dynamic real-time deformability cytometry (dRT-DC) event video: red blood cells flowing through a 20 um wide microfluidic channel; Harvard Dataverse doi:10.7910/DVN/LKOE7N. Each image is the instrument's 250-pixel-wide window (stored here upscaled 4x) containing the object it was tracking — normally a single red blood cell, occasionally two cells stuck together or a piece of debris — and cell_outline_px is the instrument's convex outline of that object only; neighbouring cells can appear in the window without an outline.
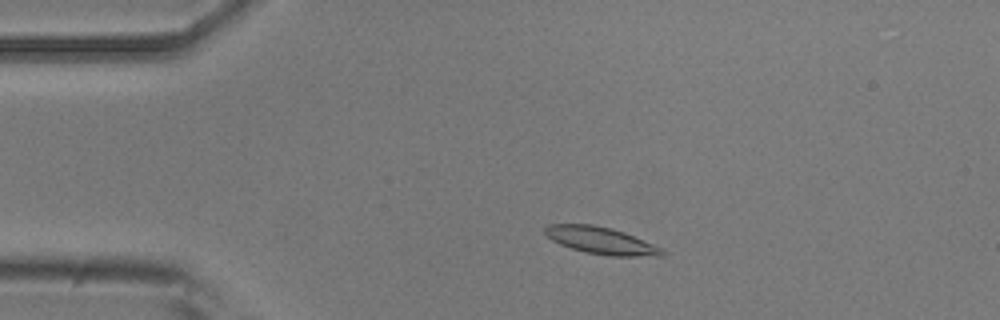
{"species": "common noctule bat (a hibernating species)", "species_latin": "Nyctalus noctula", "temperature_condition": "room temperature", "stored_images_in_passage": 49, "camera_frame_rate_fps": 3000, "um_per_image_px": 0.085, "animal": {"sex": "male", "body_mass_g": 20.5, "forearm_length_mm": 52.5}, "frame": {"image": 1, "passage_image": 8, "time_ms": 2.333, "image_size_px": [1000, 320], "cell_outline_px": [[664, 256], [608, 256], [584, 252], [560, 244], [552, 240], [544, 232], [544, 228], [548, 224], [592, 224], [612, 228], [624, 232], [664, 248]], "centroid_in_image_um": [51.11, 20.45], "position_along_channel_um": 33.9, "area_um2": 18.55}}
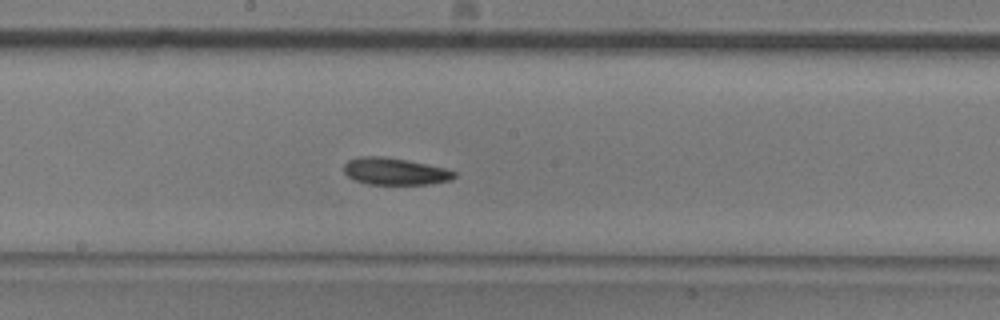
{"frame": {"image": 2, "passage_image": 25, "time_ms": 8.0, "image_size_px": [1000, 320], "cell_outline_px": [[456, 176], [452, 180], [428, 184], [368, 184], [352, 180], [344, 172], [344, 164], [348, 160], [360, 156], [384, 156], [408, 160], [444, 168], [456, 172]], "centroid_in_image_um": [33.54, 14.56], "position_along_channel_um": 214.7, "area_um2": 17.46}}
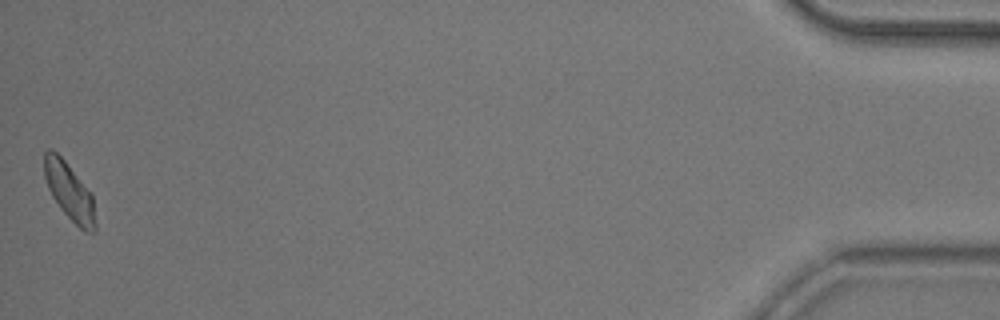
{"frame": {"image": 3, "passage_image": 49, "time_ms": 16.0, "image_size_px": [1000, 320], "cell_outline_px": [[96, 232], [84, 232], [60, 208], [52, 196], [48, 188], [44, 176], [44, 152], [48, 148], [52, 148], [64, 160], [92, 192], [96, 224]], "centroid_in_image_um": [5.91, 16.27], "position_along_channel_um": 429.3, "area_um2": 17.17}, "authors_computed_cell_mechanics": {"area_um2": 17.5134, "velocity_mm_per_s": 3.887, "shape_relaxation_time_tau1_ms": 5.8202, "shape_relaxation_time_tau2_ms": 6.8919, "deformation_change_tau1": 0.1163, "deformation_change_tau2": 0.1297}}